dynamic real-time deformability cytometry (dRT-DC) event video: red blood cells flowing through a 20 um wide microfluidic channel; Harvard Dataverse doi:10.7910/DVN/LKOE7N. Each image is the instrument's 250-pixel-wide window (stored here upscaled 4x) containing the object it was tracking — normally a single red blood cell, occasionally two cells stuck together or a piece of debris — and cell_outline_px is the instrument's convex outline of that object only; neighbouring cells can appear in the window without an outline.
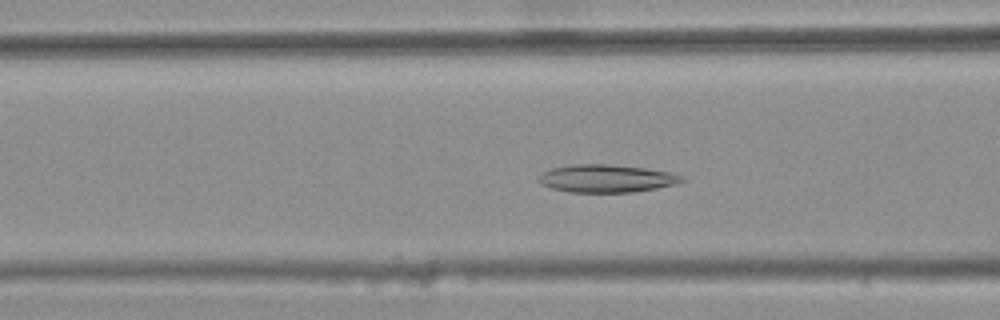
{"species": "common noctule bat (a hibernating species)", "species_latin": "Nyctalus noctula", "temperature_condition": "warm", "stored_images_in_passage": 42, "camera_frame_rate_fps": 3000, "um_per_image_px": 0.085, "animal": {"sex": "female", "body_mass_g": 25.1}, "frame": {"image": 1, "passage_image": 17, "time_ms": 5.333, "image_size_px": [1000, 320], "cell_outline_px": [[684, 180], [676, 184], [656, 188], [632, 192], [568, 192], [552, 188], [540, 184], [536, 180], [544, 172], [552, 168], [572, 164], [608, 164], [644, 168], [672, 172], [684, 176]], "centroid_in_image_um": [51.55, 15.17], "position_along_channel_um": 115.1, "area_um2": 23.18}}
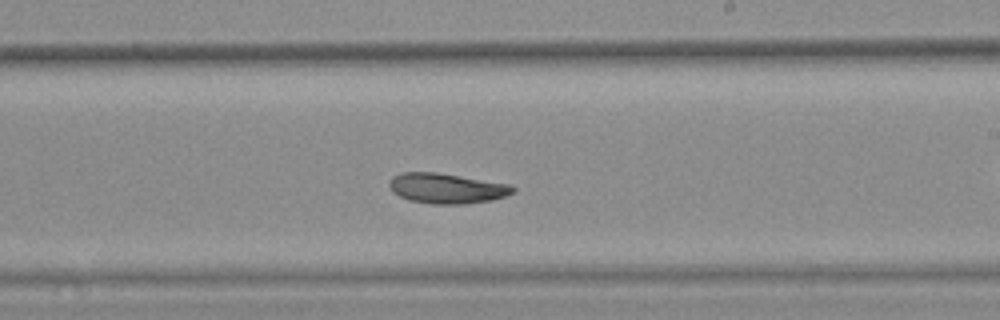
{"frame": {"image": 2, "passage_image": 28, "time_ms": 9.0, "image_size_px": [1000, 320], "cell_outline_px": [[516, 192], [492, 200], [464, 204], [432, 204], [408, 200], [392, 192], [388, 184], [388, 180], [392, 176], [400, 172], [436, 172], [508, 184], [516, 188]], "centroid_in_image_um": [37.92, 16.01], "position_along_channel_um": 251.1, "area_um2": 21.85}}
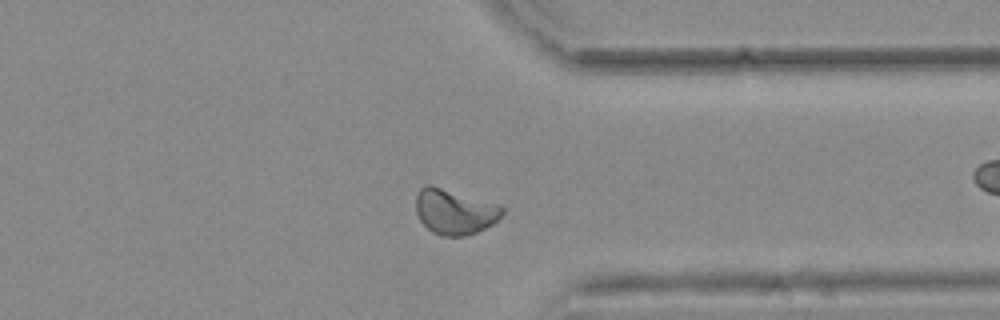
{"frame": {"image": 3, "passage_image": 38, "time_ms": 12.333, "image_size_px": [1000, 320], "cell_outline_px": [[504, 212], [492, 224], [476, 232], [464, 236], [440, 236], [432, 232], [420, 220], [416, 212], [416, 196], [420, 188], [424, 184], [428, 184], [504, 208]], "centroid_in_image_um": [38.56, 18.02], "position_along_channel_um": 372.8, "area_um2": 21.96}, "authors_computed_cell_mechanics": {"area_um2": 22.0507, "velocity_mm_per_s": 3.7162, "shape_relaxation_time_tau1_ms": null, "shape_relaxation_time_tau2_ms": 8.0048, "deformation_change_tau1": null, "deformation_change_tau2": 0.1194}}